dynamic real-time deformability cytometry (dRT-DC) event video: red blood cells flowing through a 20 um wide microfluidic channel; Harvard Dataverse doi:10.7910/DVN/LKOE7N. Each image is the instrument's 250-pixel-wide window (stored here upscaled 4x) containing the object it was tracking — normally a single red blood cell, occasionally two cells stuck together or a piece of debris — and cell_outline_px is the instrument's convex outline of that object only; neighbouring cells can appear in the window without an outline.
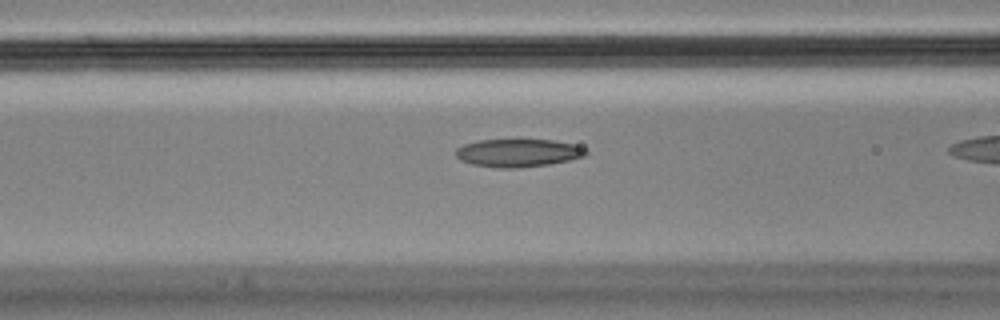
{"species": "Egyptian fruit bat (a non-hibernating species)", "species_latin": "Rousettus aegyptiacus", "temperature_condition": "cold", "stored_images_in_passage": 40, "camera_frame_rate_fps": 3000, "um_per_image_px": 0.085, "animal": {"sex": "male"}, "frame": {"image": 1, "passage_image": 18, "time_ms": 5.667, "image_size_px": [1000, 320], "cell_outline_px": [[588, 152], [584, 156], [568, 160], [548, 164], [516, 168], [496, 168], [472, 164], [460, 160], [456, 156], [456, 148], [464, 144], [476, 140], [552, 140], [572, 144], [584, 148]], "centroid_in_image_um": [43.99, 13.0], "position_along_channel_um": 122.6, "area_um2": 21.04}}